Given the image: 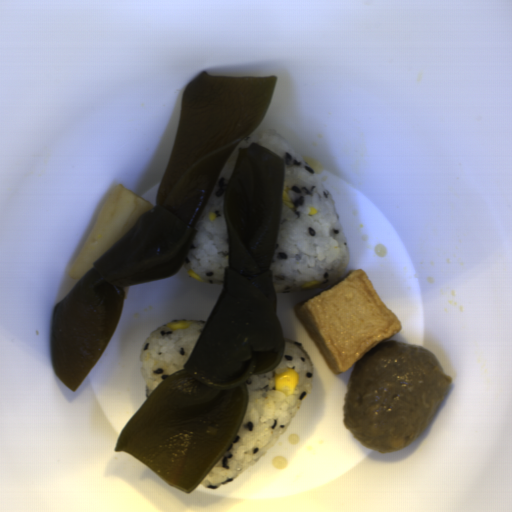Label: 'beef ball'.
Listing matches in <instances>:
<instances>
[{"label":"beef ball","mask_w":512,"mask_h":512,"mask_svg":"<svg viewBox=\"0 0 512 512\" xmlns=\"http://www.w3.org/2000/svg\"><path fill=\"white\" fill-rule=\"evenodd\" d=\"M450 383L430 350L383 341L353 367L342 405L344 426L370 450L400 451L430 424Z\"/></svg>","instance_id":"c3f7d807"}]
</instances>
